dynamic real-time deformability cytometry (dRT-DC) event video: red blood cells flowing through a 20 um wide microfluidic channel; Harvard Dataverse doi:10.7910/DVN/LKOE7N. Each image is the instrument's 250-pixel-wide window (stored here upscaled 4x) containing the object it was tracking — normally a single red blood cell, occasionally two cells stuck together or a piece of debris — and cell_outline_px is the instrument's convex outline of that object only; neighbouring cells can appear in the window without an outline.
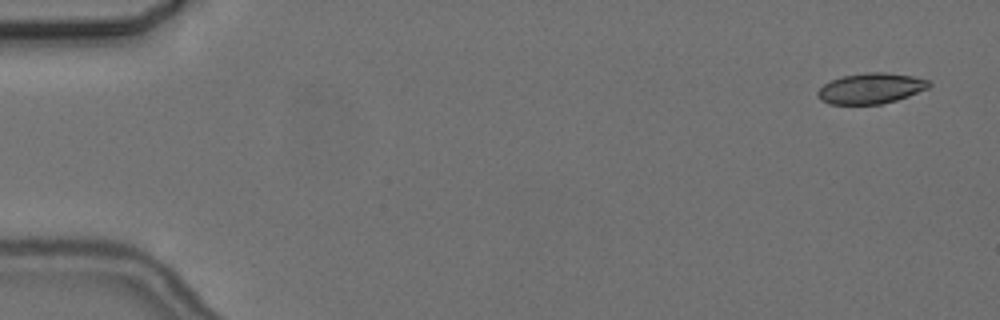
{"species": "common noctule bat (a hibernating species)", "species_latin": "Nyctalus noctula", "temperature_condition": "cold", "stored_images_in_passage": 7, "camera_frame_rate_fps": 3000, "um_per_image_px": 0.085, "animal": {"sex": "female", "body_mass_g": 24.6, "forearm_length_mm": 56.2}, "frame": {"image": 1, "passage_image": 1, "time_ms": 0.0, "image_size_px": [1000, 320], "cell_outline_px": [[932, 84], [928, 88], [908, 96], [896, 100], [880, 104], [828, 104], [820, 100], [816, 96], [816, 92], [824, 84], [832, 80], [844, 76], [864, 72], [888, 72], [912, 76], [928, 80]], "centroid_in_image_um": [74.0, 7.51], "position_along_channel_um": 11.0, "area_um2": 19.88}}
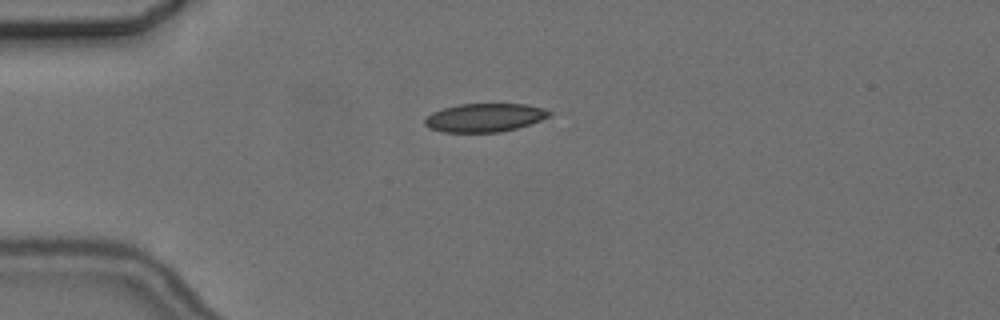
{"frame": {"image": 2, "passage_image": 4, "time_ms": 4.0, "image_size_px": [1000, 320], "cell_outline_px": [[552, 112], [548, 116], [540, 120], [516, 128], [500, 132], [444, 132], [428, 128], [424, 124], [424, 120], [432, 112], [444, 108], [460, 104], [524, 104], [544, 108]], "centroid_in_image_um": [41.16, 10.0], "position_along_channel_um": 43.8, "area_um2": 20.46}}
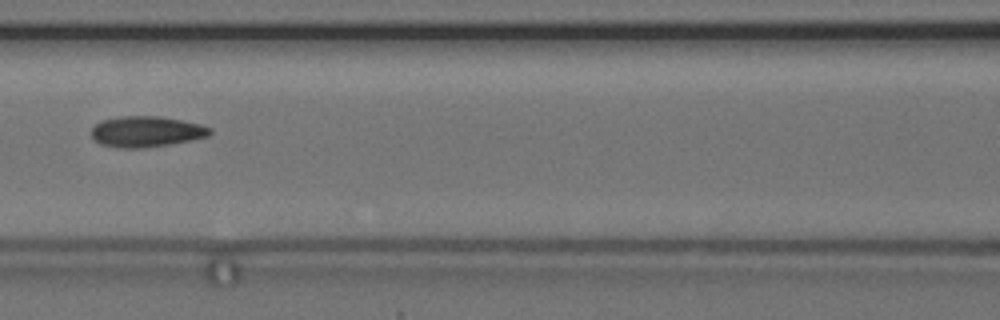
{"frame": {"image": 3, "passage_image": 7, "time_ms": 7.667, "image_size_px": [1000, 320], "cell_outline_px": [[212, 132], [208, 136], [192, 140], [144, 148], [120, 148], [100, 144], [92, 136], [92, 128], [96, 124], [104, 120], [120, 116], [160, 116], [200, 124], [212, 128]], "centroid_in_image_um": [12.45, 11.19], "position_along_channel_um": 154.1, "area_um2": 21.15}}